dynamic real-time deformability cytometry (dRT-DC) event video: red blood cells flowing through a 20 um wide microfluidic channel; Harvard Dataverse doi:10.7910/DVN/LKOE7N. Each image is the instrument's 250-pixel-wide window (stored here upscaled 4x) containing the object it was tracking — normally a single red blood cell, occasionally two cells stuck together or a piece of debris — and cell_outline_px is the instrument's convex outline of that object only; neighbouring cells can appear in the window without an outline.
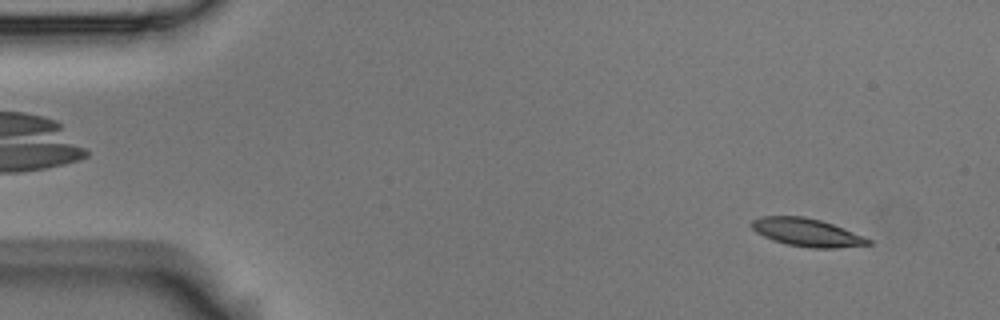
{"species": "Egyptian fruit bat (a non-hibernating species)", "species_latin": "Rousettus aegyptiacus", "temperature_condition": "room temperature", "stored_images_in_passage": 54, "camera_frame_rate_fps": 3000, "um_per_image_px": 0.085, "animal": {"sex": "male"}, "frame": {"image": 1, "passage_image": 4, "time_ms": 1.0, "image_size_px": [1000, 320], "cell_outline_px": [[872, 244], [836, 248], [808, 248], [784, 244], [772, 240], [756, 232], [752, 228], [752, 220], [760, 216], [804, 216], [820, 220], [832, 224], [864, 236], [872, 240]], "centroid_in_image_um": [68.58, 19.76], "position_along_channel_um": 16.4, "area_um2": 19.07}}
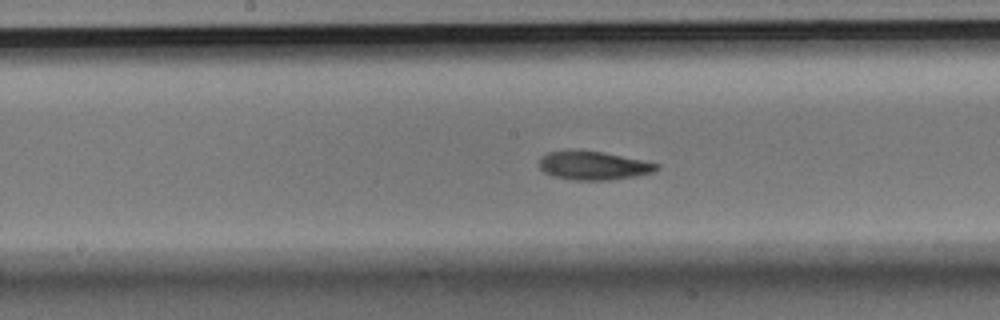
{"frame": {"image": 2, "passage_image": 27, "time_ms": 8.667, "image_size_px": [1000, 320], "cell_outline_px": [[660, 168], [652, 172], [636, 176], [612, 180], [572, 180], [552, 176], [544, 172], [540, 168], [540, 156], [548, 152], [568, 148], [572, 148], [604, 152], [660, 164]], "centroid_in_image_um": [50.39, 14.05], "position_along_channel_um": 197.8, "area_um2": 20.06}}
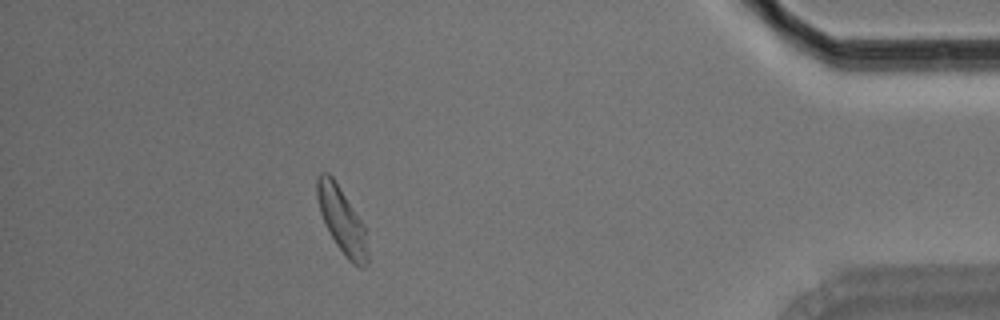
{"frame": {"image": 3, "passage_image": 48, "time_ms": 15.667, "image_size_px": [1000, 320], "cell_outline_px": [[368, 264], [364, 268], [360, 268], [352, 264], [348, 260], [336, 244], [320, 212], [316, 196], [316, 176], [320, 172], [328, 172], [332, 176], [364, 224], [368, 252]], "centroid_in_image_um": [29.07, 18.73], "position_along_channel_um": 406.1, "area_um2": 19.36}, "authors_computed_cell_mechanics": {"area_um2": 19.4208, "velocity_mm_per_s": 3.6816, "shape_relaxation_time_tau1_ms": 3.5308, "shape_relaxation_time_tau2_ms": 7.1537, "deformation_change_tau1": 0.1453, "deformation_change_tau2": 0.1099}}